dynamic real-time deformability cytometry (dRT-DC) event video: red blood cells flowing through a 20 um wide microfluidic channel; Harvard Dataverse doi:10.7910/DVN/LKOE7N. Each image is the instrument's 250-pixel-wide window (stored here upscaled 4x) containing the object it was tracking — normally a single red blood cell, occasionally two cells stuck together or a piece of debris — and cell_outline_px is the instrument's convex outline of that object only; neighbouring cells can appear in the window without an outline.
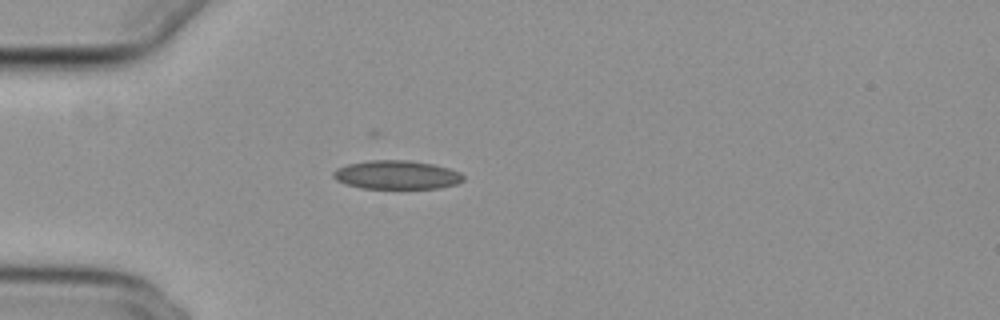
{"species": "common noctule bat (a hibernating species)", "species_latin": "Nyctalus noctula", "temperature_condition": "cold", "stored_images_in_passage": 31, "camera_frame_rate_fps": 3000, "um_per_image_px": 0.085, "animal": {"sex": "female", "body_mass_g": 29.2, "forearm_length_mm": 56.3}, "frame": {"image": 1, "passage_image": 1, "time_ms": 0.0, "image_size_px": [1000, 320], "cell_outline_px": [[464, 180], [456, 184], [440, 188], [360, 188], [336, 180], [332, 176], [332, 172], [336, 168], [348, 164], [368, 160], [408, 160], [432, 164], [448, 168], [460, 172], [464, 176]], "centroid_in_image_um": [33.71, 14.86], "position_along_channel_um": 51.3, "area_um2": 21.73}}
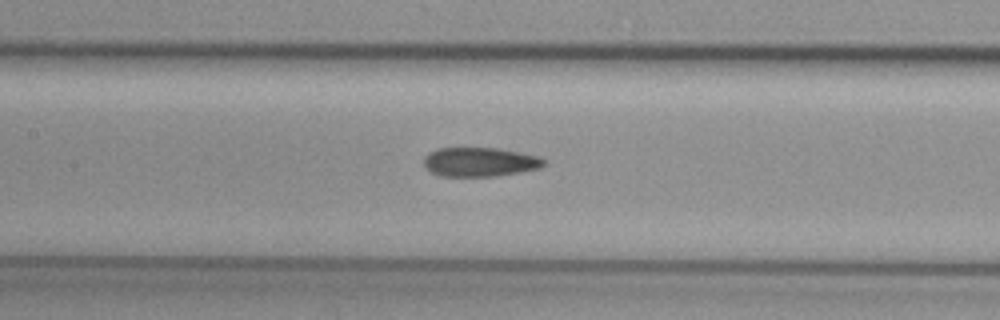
{"frame": {"image": 2, "passage_image": 11, "time_ms": 3.333, "image_size_px": [1000, 320], "cell_outline_px": [[544, 164], [540, 168], [520, 172], [496, 176], [440, 176], [424, 168], [424, 156], [428, 152], [436, 148], [496, 148], [540, 156], [544, 160]], "centroid_in_image_um": [40.74, 13.76], "position_along_channel_um": 166.7, "area_um2": 20.46}}
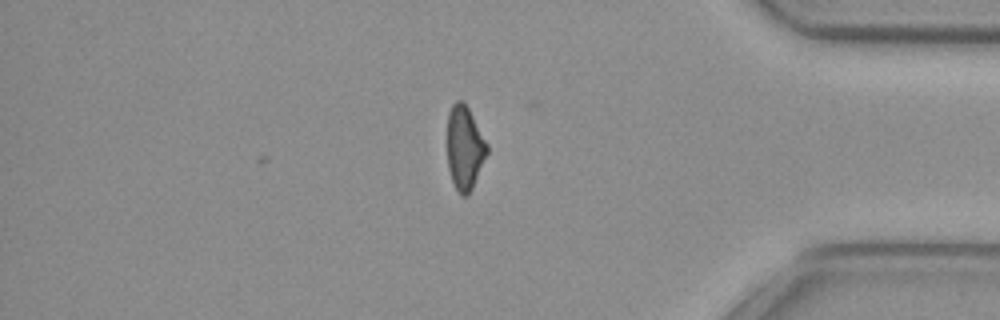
{"frame": {"image": 3, "passage_image": 31, "time_ms": 10.0, "image_size_px": [1000, 320], "cell_outline_px": [[488, 152], [472, 188], [464, 196], [460, 196], [452, 180], [448, 168], [448, 112], [452, 104], [456, 100], [464, 100], [488, 144]], "centroid_in_image_um": [39.49, 12.52], "position_along_channel_um": 395.7, "area_um2": 19.31}, "authors_computed_cell_mechanics": {"area_um2": 20.8658, "velocity_mm_per_s": 3.8521, "shape_relaxation_time_tau1_ms": null, "shape_relaxation_time_tau2_ms": 3.6703, "deformation_change_tau1": null, "deformation_change_tau2": 0.1235}}